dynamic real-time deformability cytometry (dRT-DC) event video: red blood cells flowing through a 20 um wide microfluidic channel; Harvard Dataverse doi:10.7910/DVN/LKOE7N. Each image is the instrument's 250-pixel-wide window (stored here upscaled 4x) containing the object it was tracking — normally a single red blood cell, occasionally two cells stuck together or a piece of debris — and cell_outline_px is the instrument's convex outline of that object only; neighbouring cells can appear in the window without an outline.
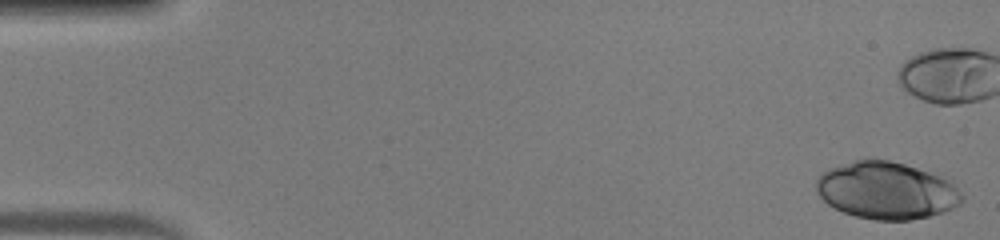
{"species": "human", "species_latin": "Homo sapiens", "temperature_condition": "warm", "stored_images_in_passage": 40, "camera_frame_rate_fps": 3000, "um_per_image_px": 0.085, "donor": {"sex": "male"}, "frame": {"image": 1, "passage_image": 1, "time_ms": 0.0, "image_size_px": [1000, 240], "cell_outline_px": [[964, 200], [960, 204], [944, 212], [928, 216], [908, 220], [876, 220], [856, 216], [844, 212], [828, 204], [816, 192], [816, 180], [824, 172], [832, 168], [852, 160], [868, 156], [888, 160], [904, 164], [928, 172], [952, 184], [964, 196]], "centroid_in_image_um": [75.32, 16.18], "position_along_channel_um": 9.7, "area_um2": 48.26}}
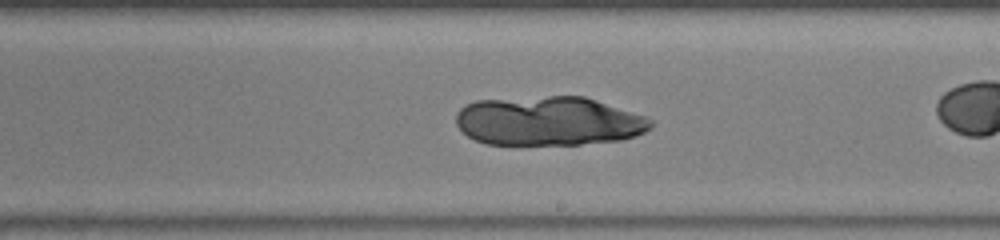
{"frame": {"image": 2, "passage_image": 29, "time_ms": 9.333, "image_size_px": [1000, 240], "cell_outline_px": [[652, 128], [636, 136], [620, 140], [580, 144], [488, 144], [476, 140], [468, 136], [456, 124], [456, 112], [464, 104], [476, 100], [548, 96], [584, 96], [644, 116], [652, 120]], "centroid_in_image_um": [46.61, 10.28], "position_along_channel_um": 242.4, "area_um2": 55.72}}
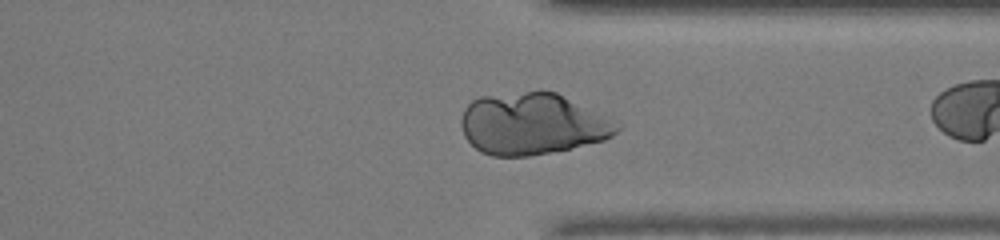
{"frame": {"image": 3, "passage_image": 38, "time_ms": 12.333, "image_size_px": [1000, 240], "cell_outline_px": [[620, 128], [612, 136], [604, 140], [568, 148], [528, 156], [492, 156], [480, 152], [464, 136], [460, 124], [460, 120], [464, 108], [472, 100], [480, 96], [524, 92], [556, 92], [620, 120]], "centroid_in_image_um": [45.28, 10.52], "position_along_channel_um": 366.1, "area_um2": 56.18}}